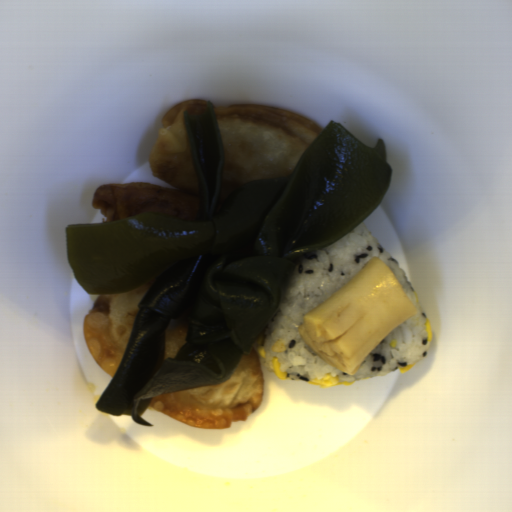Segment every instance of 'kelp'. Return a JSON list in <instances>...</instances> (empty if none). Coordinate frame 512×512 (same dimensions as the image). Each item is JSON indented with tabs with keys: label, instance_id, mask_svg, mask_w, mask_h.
Here are the masks:
<instances>
[{
	"label": "kelp",
	"instance_id": "99668d17",
	"mask_svg": "<svg viewBox=\"0 0 512 512\" xmlns=\"http://www.w3.org/2000/svg\"><path fill=\"white\" fill-rule=\"evenodd\" d=\"M183 115L198 178L194 220L146 212L65 227L68 262L89 294L134 291L156 278L96 403L148 427L142 414L154 397L228 380L278 313L295 261L362 224L392 178L382 139L369 146L334 121L290 177L239 186L215 215L224 150L213 103ZM190 307L187 343L166 359L165 330Z\"/></svg>",
	"mask_w": 512,
	"mask_h": 512
}]
</instances>
